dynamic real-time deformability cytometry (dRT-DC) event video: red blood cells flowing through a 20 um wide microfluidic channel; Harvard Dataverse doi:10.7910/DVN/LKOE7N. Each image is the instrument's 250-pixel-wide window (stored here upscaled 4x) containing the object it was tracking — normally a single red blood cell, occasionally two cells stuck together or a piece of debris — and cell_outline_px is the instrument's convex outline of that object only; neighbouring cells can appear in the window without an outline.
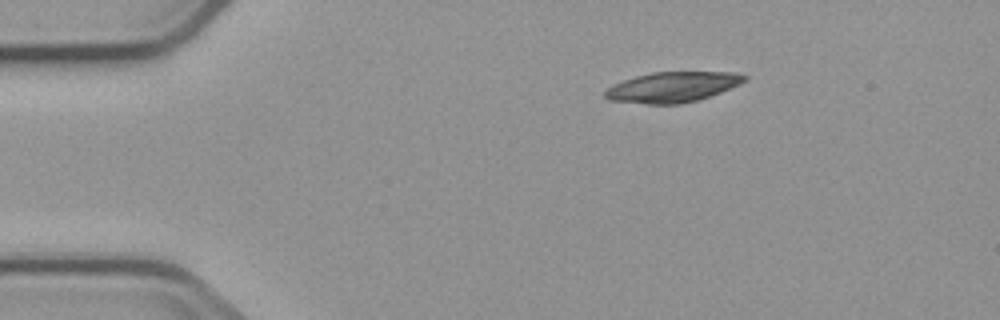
{"species": "common noctule bat (a hibernating species)", "species_latin": "Nyctalus noctula", "temperature_condition": "cold", "stored_images_in_passage": 4, "camera_frame_rate_fps": 3000, "um_per_image_px": 0.085, "animal": {"sex": "male", "body_mass_g": 23.1, "forearm_length_mm": 52.7}, "frame": {"image": 1, "passage_image": 4, "time_ms": 3.667, "image_size_px": [1000, 320], "cell_outline_px": [[748, 80], [740, 84], [700, 100], [680, 104], [648, 104], [608, 100], [604, 96], [604, 92], [612, 84], [636, 76], [652, 72], [736, 72], [748, 76]], "centroid_in_image_um": [57.18, 7.4], "position_along_channel_um": 27.8, "area_um2": 24.8}}